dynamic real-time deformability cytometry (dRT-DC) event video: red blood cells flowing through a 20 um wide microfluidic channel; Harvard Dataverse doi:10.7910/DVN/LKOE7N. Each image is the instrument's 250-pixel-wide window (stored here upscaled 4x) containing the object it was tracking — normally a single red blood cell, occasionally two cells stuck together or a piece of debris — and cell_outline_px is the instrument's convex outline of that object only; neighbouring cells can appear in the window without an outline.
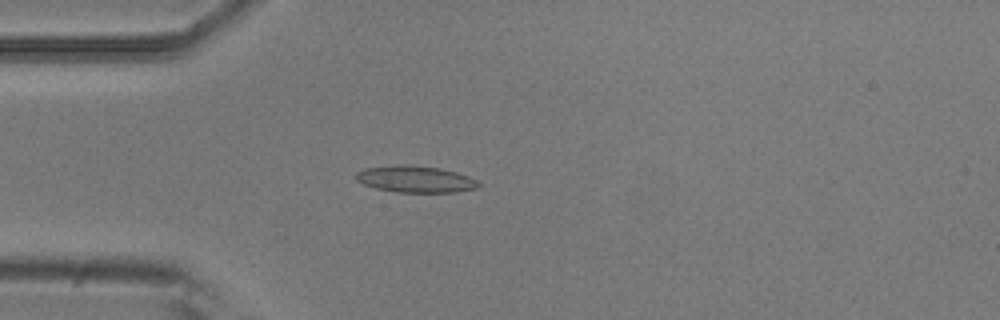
{"species": "common noctule bat (a hibernating species)", "species_latin": "Nyctalus noctula", "temperature_condition": "room temperature", "stored_images_in_passage": 3, "camera_frame_rate_fps": 3000, "um_per_image_px": 0.085, "animal": {"sex": "male", "body_mass_g": 20.5, "forearm_length_mm": 52.5}, "frame": {"image": 1, "passage_image": 3, "time_ms": 0.667, "image_size_px": [1000, 320], "cell_outline_px": [[480, 188], [456, 192], [396, 192], [376, 188], [364, 184], [356, 180], [356, 172], [364, 168], [392, 164], [404, 164], [440, 168], [456, 172], [468, 176], [476, 180], [480, 184]], "centroid_in_image_um": [35.3, 15.22], "position_along_channel_um": 49.7, "area_um2": 19.19}}